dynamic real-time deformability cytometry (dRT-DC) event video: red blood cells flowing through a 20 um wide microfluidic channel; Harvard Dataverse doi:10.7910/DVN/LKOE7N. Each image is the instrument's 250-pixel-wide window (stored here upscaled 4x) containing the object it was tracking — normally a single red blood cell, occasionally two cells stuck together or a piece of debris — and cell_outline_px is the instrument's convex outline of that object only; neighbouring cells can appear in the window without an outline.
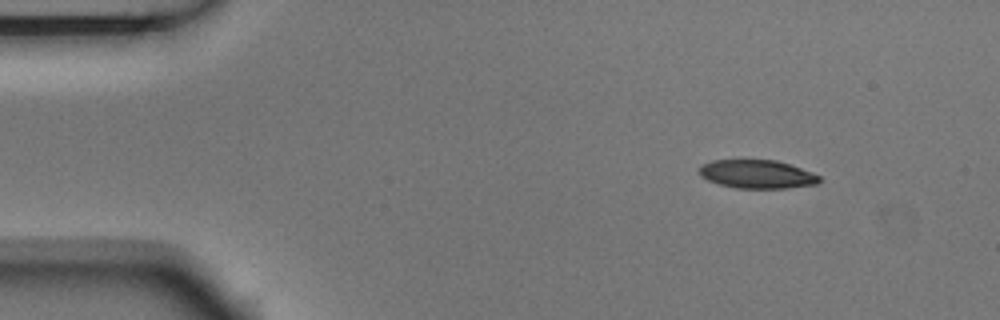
{"species": "Egyptian fruit bat (a non-hibernating species)", "species_latin": "Rousettus aegyptiacus", "temperature_condition": "room temperature", "stored_images_in_passage": 12, "camera_frame_rate_fps": 3000, "um_per_image_px": 0.085, "animal": {"sex": "male"}, "frame": {"image": 1, "passage_image": 1, "time_ms": 0.0, "image_size_px": [1000, 320], "cell_outline_px": [[820, 180], [816, 184], [788, 188], [736, 188], [720, 184], [708, 180], [700, 176], [700, 168], [704, 164], [712, 160], [776, 160], [812, 172], [820, 176]], "centroid_in_image_um": [64.36, 14.81], "position_along_channel_um": 20.6, "area_um2": 19.71}}
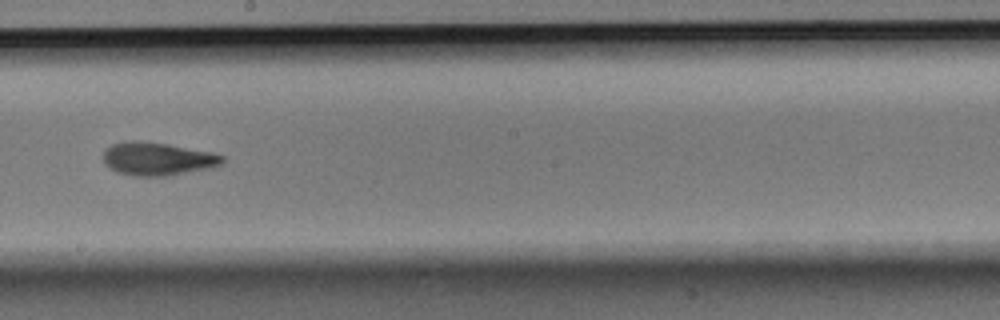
{"frame": {"image": 2, "passage_image": 7, "time_ms": 2.0, "image_size_px": [1000, 320], "cell_outline_px": [[224, 160], [220, 164], [208, 168], [168, 176], [136, 176], [116, 172], [104, 164], [104, 148], [112, 144], [128, 140], [136, 140], [168, 144], [212, 152], [224, 156]], "centroid_in_image_um": [13.35, 13.49], "position_along_channel_um": 234.9, "area_um2": 23.0}}
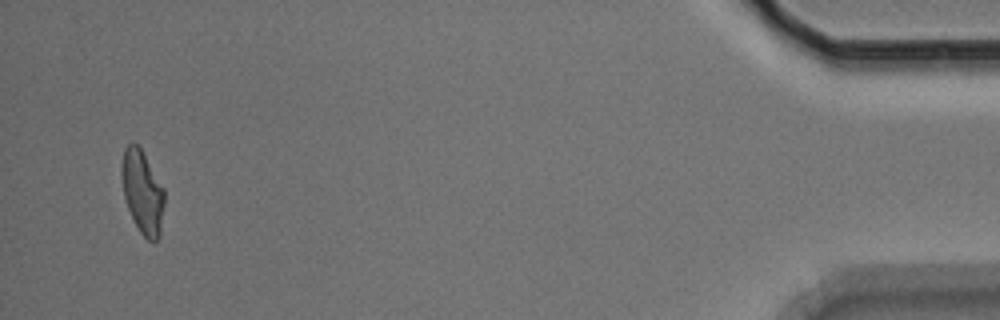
{"frame": {"image": 3, "passage_image": 12, "time_ms": 3.667, "image_size_px": [1000, 320], "cell_outline_px": [[164, 204], [160, 236], [156, 240], [148, 240], [140, 232], [128, 208], [124, 196], [120, 172], [120, 164], [124, 148], [128, 144], [136, 144], [140, 148], [164, 188]], "centroid_in_image_um": [12.09, 16.31], "position_along_channel_um": 423.1, "area_um2": 20.58}}